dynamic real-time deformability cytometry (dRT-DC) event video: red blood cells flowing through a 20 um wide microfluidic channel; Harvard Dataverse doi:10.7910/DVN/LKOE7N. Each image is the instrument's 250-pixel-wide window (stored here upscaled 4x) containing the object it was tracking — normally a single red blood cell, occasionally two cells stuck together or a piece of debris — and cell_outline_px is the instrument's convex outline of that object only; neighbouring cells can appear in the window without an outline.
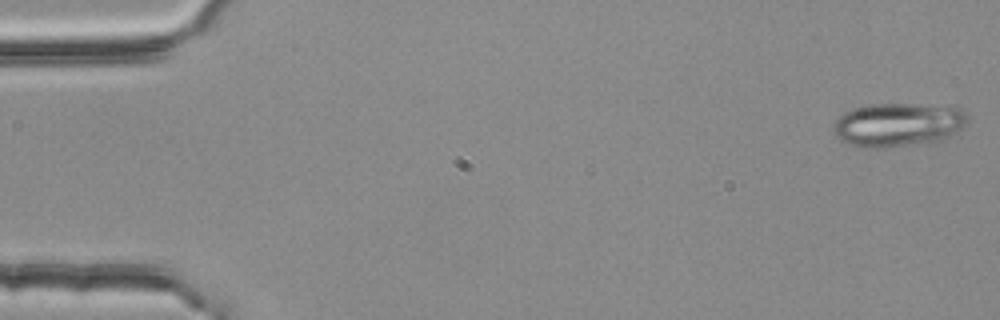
{"species": "common noctule bat (a hibernating species)", "species_latin": "Nyctalus noctula", "temperature_condition": "room temperature", "stored_images_in_passage": 5, "camera_frame_rate_fps": 3000, "um_per_image_px": 0.085, "animal": {"sex": "female", "body_mass_g": 25.1}, "frame": {"image": 1, "passage_image": 1, "time_ms": 0.0, "image_size_px": [1000, 320], "cell_outline_px": [[968, 124], [952, 136], [944, 140], [876, 148], [868, 148], [852, 144], [840, 140], [836, 136], [832, 128], [836, 120], [844, 112], [852, 108], [868, 104], [916, 104], [960, 108], [964, 112], [968, 120]], "centroid_in_image_um": [76.34, 10.59], "position_along_channel_um": 8.7, "area_um2": 34.1}}